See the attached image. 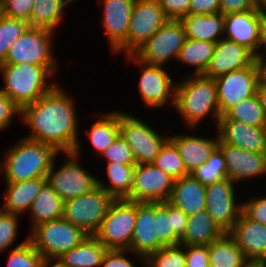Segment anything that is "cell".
Returning <instances> with one entry per match:
<instances>
[{"label": "cell", "instance_id": "6da1fadb", "mask_svg": "<svg viewBox=\"0 0 266 267\" xmlns=\"http://www.w3.org/2000/svg\"><path fill=\"white\" fill-rule=\"evenodd\" d=\"M58 84L32 104L20 109V119L29 126L25 138L52 146L58 153L81 154L75 101ZM78 124V125H77Z\"/></svg>", "mask_w": 266, "mask_h": 267}, {"label": "cell", "instance_id": "7a4b0ae2", "mask_svg": "<svg viewBox=\"0 0 266 267\" xmlns=\"http://www.w3.org/2000/svg\"><path fill=\"white\" fill-rule=\"evenodd\" d=\"M60 65H35L28 63L0 64L5 93L20 109L34 103L50 92L57 83L50 80ZM50 80V81H49Z\"/></svg>", "mask_w": 266, "mask_h": 267}, {"label": "cell", "instance_id": "3957f363", "mask_svg": "<svg viewBox=\"0 0 266 267\" xmlns=\"http://www.w3.org/2000/svg\"><path fill=\"white\" fill-rule=\"evenodd\" d=\"M174 107L189 128L188 131L197 128L210 115L216 119V128L221 114L214 79L203 75H187L183 80H178Z\"/></svg>", "mask_w": 266, "mask_h": 267}, {"label": "cell", "instance_id": "277c9868", "mask_svg": "<svg viewBox=\"0 0 266 267\" xmlns=\"http://www.w3.org/2000/svg\"><path fill=\"white\" fill-rule=\"evenodd\" d=\"M0 161V176L5 183L46 177L58 152L50 145L23 137L7 147Z\"/></svg>", "mask_w": 266, "mask_h": 267}, {"label": "cell", "instance_id": "5b68a950", "mask_svg": "<svg viewBox=\"0 0 266 267\" xmlns=\"http://www.w3.org/2000/svg\"><path fill=\"white\" fill-rule=\"evenodd\" d=\"M89 234L63 217L35 226L28 240L45 262H54L68 250L81 244Z\"/></svg>", "mask_w": 266, "mask_h": 267}, {"label": "cell", "instance_id": "8992f818", "mask_svg": "<svg viewBox=\"0 0 266 267\" xmlns=\"http://www.w3.org/2000/svg\"><path fill=\"white\" fill-rule=\"evenodd\" d=\"M50 167V171L46 175V183L58 194L63 202L89 193L95 190L98 185L99 178L89 173L86 168L82 167L79 162L80 156L74 152H66V158L59 168L55 169L56 158Z\"/></svg>", "mask_w": 266, "mask_h": 267}, {"label": "cell", "instance_id": "52a82bcc", "mask_svg": "<svg viewBox=\"0 0 266 267\" xmlns=\"http://www.w3.org/2000/svg\"><path fill=\"white\" fill-rule=\"evenodd\" d=\"M135 217V201L114 199L93 236L108 250H129Z\"/></svg>", "mask_w": 266, "mask_h": 267}, {"label": "cell", "instance_id": "ba28073f", "mask_svg": "<svg viewBox=\"0 0 266 267\" xmlns=\"http://www.w3.org/2000/svg\"><path fill=\"white\" fill-rule=\"evenodd\" d=\"M120 135L132 148L136 164H150L169 140L140 118L119 110Z\"/></svg>", "mask_w": 266, "mask_h": 267}, {"label": "cell", "instance_id": "9c48e42d", "mask_svg": "<svg viewBox=\"0 0 266 267\" xmlns=\"http://www.w3.org/2000/svg\"><path fill=\"white\" fill-rule=\"evenodd\" d=\"M186 39L182 22L169 19L132 55L144 64L164 66L168 61L177 60Z\"/></svg>", "mask_w": 266, "mask_h": 267}, {"label": "cell", "instance_id": "30bf717a", "mask_svg": "<svg viewBox=\"0 0 266 267\" xmlns=\"http://www.w3.org/2000/svg\"><path fill=\"white\" fill-rule=\"evenodd\" d=\"M114 198L103 188L97 187L89 193L64 202L63 218L93 235L100 226Z\"/></svg>", "mask_w": 266, "mask_h": 267}, {"label": "cell", "instance_id": "8fae6325", "mask_svg": "<svg viewBox=\"0 0 266 267\" xmlns=\"http://www.w3.org/2000/svg\"><path fill=\"white\" fill-rule=\"evenodd\" d=\"M168 20L157 0H136L126 41L114 54L124 52L125 55H132Z\"/></svg>", "mask_w": 266, "mask_h": 267}, {"label": "cell", "instance_id": "7c38bea8", "mask_svg": "<svg viewBox=\"0 0 266 267\" xmlns=\"http://www.w3.org/2000/svg\"><path fill=\"white\" fill-rule=\"evenodd\" d=\"M54 31L29 27L10 47L5 61L1 64L21 62L35 65H59L54 57Z\"/></svg>", "mask_w": 266, "mask_h": 267}, {"label": "cell", "instance_id": "4fadbf2b", "mask_svg": "<svg viewBox=\"0 0 266 267\" xmlns=\"http://www.w3.org/2000/svg\"><path fill=\"white\" fill-rule=\"evenodd\" d=\"M124 56H126L127 62L139 65L138 67H140L141 75L137 85L144 106L153 110L155 108L162 109L165 107L164 105L171 101V106L174 107L176 82H173L174 79L170 73L164 69L165 66L147 65L136 59L133 55Z\"/></svg>", "mask_w": 266, "mask_h": 267}, {"label": "cell", "instance_id": "5bb4252c", "mask_svg": "<svg viewBox=\"0 0 266 267\" xmlns=\"http://www.w3.org/2000/svg\"><path fill=\"white\" fill-rule=\"evenodd\" d=\"M264 67L256 60L250 67L229 72L214 79L220 114L240 101L256 95Z\"/></svg>", "mask_w": 266, "mask_h": 267}, {"label": "cell", "instance_id": "9a60e30c", "mask_svg": "<svg viewBox=\"0 0 266 267\" xmlns=\"http://www.w3.org/2000/svg\"><path fill=\"white\" fill-rule=\"evenodd\" d=\"M236 184L229 178L206 186V212L214 222L229 233L242 211L236 200Z\"/></svg>", "mask_w": 266, "mask_h": 267}, {"label": "cell", "instance_id": "2e32d148", "mask_svg": "<svg viewBox=\"0 0 266 267\" xmlns=\"http://www.w3.org/2000/svg\"><path fill=\"white\" fill-rule=\"evenodd\" d=\"M174 180L152 163L136 164L134 184L125 199L149 203L169 201Z\"/></svg>", "mask_w": 266, "mask_h": 267}, {"label": "cell", "instance_id": "e0dca14e", "mask_svg": "<svg viewBox=\"0 0 266 267\" xmlns=\"http://www.w3.org/2000/svg\"><path fill=\"white\" fill-rule=\"evenodd\" d=\"M165 246L156 233V203L136 202L135 226L130 253L137 255L139 260H143L151 254ZM142 259V260H141Z\"/></svg>", "mask_w": 266, "mask_h": 267}, {"label": "cell", "instance_id": "ac0fdd59", "mask_svg": "<svg viewBox=\"0 0 266 267\" xmlns=\"http://www.w3.org/2000/svg\"><path fill=\"white\" fill-rule=\"evenodd\" d=\"M229 234L251 264L266 267V225L250 219L241 211Z\"/></svg>", "mask_w": 266, "mask_h": 267}, {"label": "cell", "instance_id": "d6986e66", "mask_svg": "<svg viewBox=\"0 0 266 267\" xmlns=\"http://www.w3.org/2000/svg\"><path fill=\"white\" fill-rule=\"evenodd\" d=\"M263 13L256 8L224 15V38L245 46L255 56L261 42Z\"/></svg>", "mask_w": 266, "mask_h": 267}, {"label": "cell", "instance_id": "ffe728a7", "mask_svg": "<svg viewBox=\"0 0 266 267\" xmlns=\"http://www.w3.org/2000/svg\"><path fill=\"white\" fill-rule=\"evenodd\" d=\"M256 61L255 55L243 45L221 38L203 76L215 79L221 75L250 67Z\"/></svg>", "mask_w": 266, "mask_h": 267}, {"label": "cell", "instance_id": "44dd1931", "mask_svg": "<svg viewBox=\"0 0 266 267\" xmlns=\"http://www.w3.org/2000/svg\"><path fill=\"white\" fill-rule=\"evenodd\" d=\"M216 130L219 139L252 153H265L266 127H254L221 115Z\"/></svg>", "mask_w": 266, "mask_h": 267}, {"label": "cell", "instance_id": "7402d4cb", "mask_svg": "<svg viewBox=\"0 0 266 267\" xmlns=\"http://www.w3.org/2000/svg\"><path fill=\"white\" fill-rule=\"evenodd\" d=\"M218 147L222 150L226 161L228 178L236 185L246 179L266 176V154L252 153L222 142ZM255 177V178H254Z\"/></svg>", "mask_w": 266, "mask_h": 267}, {"label": "cell", "instance_id": "603a6c76", "mask_svg": "<svg viewBox=\"0 0 266 267\" xmlns=\"http://www.w3.org/2000/svg\"><path fill=\"white\" fill-rule=\"evenodd\" d=\"M102 24L110 49L115 52L125 41L136 0H102Z\"/></svg>", "mask_w": 266, "mask_h": 267}, {"label": "cell", "instance_id": "cb8c5ba5", "mask_svg": "<svg viewBox=\"0 0 266 267\" xmlns=\"http://www.w3.org/2000/svg\"><path fill=\"white\" fill-rule=\"evenodd\" d=\"M216 133L215 139L186 133L170 136L169 140L177 147L188 174L204 164L218 146L219 135Z\"/></svg>", "mask_w": 266, "mask_h": 267}, {"label": "cell", "instance_id": "d4e9b609", "mask_svg": "<svg viewBox=\"0 0 266 267\" xmlns=\"http://www.w3.org/2000/svg\"><path fill=\"white\" fill-rule=\"evenodd\" d=\"M188 216L169 201L156 203V233L165 245H177L184 236Z\"/></svg>", "mask_w": 266, "mask_h": 267}, {"label": "cell", "instance_id": "484cf974", "mask_svg": "<svg viewBox=\"0 0 266 267\" xmlns=\"http://www.w3.org/2000/svg\"><path fill=\"white\" fill-rule=\"evenodd\" d=\"M206 186L191 174L174 180L169 202L187 216L206 210Z\"/></svg>", "mask_w": 266, "mask_h": 267}, {"label": "cell", "instance_id": "4316f807", "mask_svg": "<svg viewBox=\"0 0 266 267\" xmlns=\"http://www.w3.org/2000/svg\"><path fill=\"white\" fill-rule=\"evenodd\" d=\"M45 184L46 177L5 183L4 203L0 209L4 212L20 215L28 212L35 197Z\"/></svg>", "mask_w": 266, "mask_h": 267}, {"label": "cell", "instance_id": "83f0119b", "mask_svg": "<svg viewBox=\"0 0 266 267\" xmlns=\"http://www.w3.org/2000/svg\"><path fill=\"white\" fill-rule=\"evenodd\" d=\"M180 21L185 29L186 38L212 43L224 38V15L221 12L207 15L189 14Z\"/></svg>", "mask_w": 266, "mask_h": 267}, {"label": "cell", "instance_id": "f1b7e54d", "mask_svg": "<svg viewBox=\"0 0 266 267\" xmlns=\"http://www.w3.org/2000/svg\"><path fill=\"white\" fill-rule=\"evenodd\" d=\"M107 248L93 235L68 250L54 262L60 267H100Z\"/></svg>", "mask_w": 266, "mask_h": 267}, {"label": "cell", "instance_id": "f546056e", "mask_svg": "<svg viewBox=\"0 0 266 267\" xmlns=\"http://www.w3.org/2000/svg\"><path fill=\"white\" fill-rule=\"evenodd\" d=\"M225 232L214 222L212 217L202 210L196 214L188 216V222L184 236L179 244L209 245L214 240L220 238Z\"/></svg>", "mask_w": 266, "mask_h": 267}, {"label": "cell", "instance_id": "4dcf8cb0", "mask_svg": "<svg viewBox=\"0 0 266 267\" xmlns=\"http://www.w3.org/2000/svg\"><path fill=\"white\" fill-rule=\"evenodd\" d=\"M99 114L97 120L90 125V129L85 131V135L94 151L101 155L120 135V125L118 110Z\"/></svg>", "mask_w": 266, "mask_h": 267}, {"label": "cell", "instance_id": "1f68e13d", "mask_svg": "<svg viewBox=\"0 0 266 267\" xmlns=\"http://www.w3.org/2000/svg\"><path fill=\"white\" fill-rule=\"evenodd\" d=\"M210 267H248L251 263L229 233L208 245Z\"/></svg>", "mask_w": 266, "mask_h": 267}, {"label": "cell", "instance_id": "d6a6232c", "mask_svg": "<svg viewBox=\"0 0 266 267\" xmlns=\"http://www.w3.org/2000/svg\"><path fill=\"white\" fill-rule=\"evenodd\" d=\"M63 207L64 202L46 183L35 197L28 212L31 216V229L39 224L62 218Z\"/></svg>", "mask_w": 266, "mask_h": 267}, {"label": "cell", "instance_id": "836d02e7", "mask_svg": "<svg viewBox=\"0 0 266 267\" xmlns=\"http://www.w3.org/2000/svg\"><path fill=\"white\" fill-rule=\"evenodd\" d=\"M76 0H34L31 12V27L56 32L64 20L65 8Z\"/></svg>", "mask_w": 266, "mask_h": 267}, {"label": "cell", "instance_id": "e575fe53", "mask_svg": "<svg viewBox=\"0 0 266 267\" xmlns=\"http://www.w3.org/2000/svg\"><path fill=\"white\" fill-rule=\"evenodd\" d=\"M108 184L98 180L99 187L103 188L114 199L126 198L134 184L135 165H123L116 162L106 164Z\"/></svg>", "mask_w": 266, "mask_h": 267}, {"label": "cell", "instance_id": "d590c367", "mask_svg": "<svg viewBox=\"0 0 266 267\" xmlns=\"http://www.w3.org/2000/svg\"><path fill=\"white\" fill-rule=\"evenodd\" d=\"M216 43L187 38L181 47L177 61L194 67L191 75H203L214 53Z\"/></svg>", "mask_w": 266, "mask_h": 267}, {"label": "cell", "instance_id": "8d00e7d4", "mask_svg": "<svg viewBox=\"0 0 266 267\" xmlns=\"http://www.w3.org/2000/svg\"><path fill=\"white\" fill-rule=\"evenodd\" d=\"M226 118L243 122L254 127H266V113L257 95L251 96L229 108Z\"/></svg>", "mask_w": 266, "mask_h": 267}, {"label": "cell", "instance_id": "74e56055", "mask_svg": "<svg viewBox=\"0 0 266 267\" xmlns=\"http://www.w3.org/2000/svg\"><path fill=\"white\" fill-rule=\"evenodd\" d=\"M191 175L204 186H208L228 178L226 161L222 150L217 146L207 161L197 167Z\"/></svg>", "mask_w": 266, "mask_h": 267}, {"label": "cell", "instance_id": "f35d334b", "mask_svg": "<svg viewBox=\"0 0 266 267\" xmlns=\"http://www.w3.org/2000/svg\"><path fill=\"white\" fill-rule=\"evenodd\" d=\"M152 164L174 179L189 175L177 147L168 140Z\"/></svg>", "mask_w": 266, "mask_h": 267}, {"label": "cell", "instance_id": "ab89813d", "mask_svg": "<svg viewBox=\"0 0 266 267\" xmlns=\"http://www.w3.org/2000/svg\"><path fill=\"white\" fill-rule=\"evenodd\" d=\"M186 246L168 245L163 246L149 254L145 259V267H185Z\"/></svg>", "mask_w": 266, "mask_h": 267}, {"label": "cell", "instance_id": "60d3db41", "mask_svg": "<svg viewBox=\"0 0 266 267\" xmlns=\"http://www.w3.org/2000/svg\"><path fill=\"white\" fill-rule=\"evenodd\" d=\"M30 27L29 23L2 15L0 18V64L5 61L12 44Z\"/></svg>", "mask_w": 266, "mask_h": 267}, {"label": "cell", "instance_id": "b9f144b4", "mask_svg": "<svg viewBox=\"0 0 266 267\" xmlns=\"http://www.w3.org/2000/svg\"><path fill=\"white\" fill-rule=\"evenodd\" d=\"M9 253L6 267H43L45 264L42 255L33 247L28 237Z\"/></svg>", "mask_w": 266, "mask_h": 267}, {"label": "cell", "instance_id": "7bdbcfd3", "mask_svg": "<svg viewBox=\"0 0 266 267\" xmlns=\"http://www.w3.org/2000/svg\"><path fill=\"white\" fill-rule=\"evenodd\" d=\"M20 214L4 212L0 209V254L12 247L18 237Z\"/></svg>", "mask_w": 266, "mask_h": 267}, {"label": "cell", "instance_id": "ee69618b", "mask_svg": "<svg viewBox=\"0 0 266 267\" xmlns=\"http://www.w3.org/2000/svg\"><path fill=\"white\" fill-rule=\"evenodd\" d=\"M100 156L105 158L107 163L116 162L123 165H136L132 148L121 135Z\"/></svg>", "mask_w": 266, "mask_h": 267}, {"label": "cell", "instance_id": "f6af8a7d", "mask_svg": "<svg viewBox=\"0 0 266 267\" xmlns=\"http://www.w3.org/2000/svg\"><path fill=\"white\" fill-rule=\"evenodd\" d=\"M33 2L34 0H2V13L10 18L24 20L31 27Z\"/></svg>", "mask_w": 266, "mask_h": 267}, {"label": "cell", "instance_id": "bcb514c9", "mask_svg": "<svg viewBox=\"0 0 266 267\" xmlns=\"http://www.w3.org/2000/svg\"><path fill=\"white\" fill-rule=\"evenodd\" d=\"M16 116H20V108L0 90V132L10 127Z\"/></svg>", "mask_w": 266, "mask_h": 267}, {"label": "cell", "instance_id": "7dc6e473", "mask_svg": "<svg viewBox=\"0 0 266 267\" xmlns=\"http://www.w3.org/2000/svg\"><path fill=\"white\" fill-rule=\"evenodd\" d=\"M242 211L252 220L266 225V197L254 196L242 203Z\"/></svg>", "mask_w": 266, "mask_h": 267}, {"label": "cell", "instance_id": "c3c4849f", "mask_svg": "<svg viewBox=\"0 0 266 267\" xmlns=\"http://www.w3.org/2000/svg\"><path fill=\"white\" fill-rule=\"evenodd\" d=\"M185 267H210L208 246H186Z\"/></svg>", "mask_w": 266, "mask_h": 267}, {"label": "cell", "instance_id": "681fc988", "mask_svg": "<svg viewBox=\"0 0 266 267\" xmlns=\"http://www.w3.org/2000/svg\"><path fill=\"white\" fill-rule=\"evenodd\" d=\"M169 19L180 20L189 15L191 0H157Z\"/></svg>", "mask_w": 266, "mask_h": 267}, {"label": "cell", "instance_id": "f907efd6", "mask_svg": "<svg viewBox=\"0 0 266 267\" xmlns=\"http://www.w3.org/2000/svg\"><path fill=\"white\" fill-rule=\"evenodd\" d=\"M127 252V253H126ZM129 250H107L100 267H135L133 259L127 258ZM127 254V255H126Z\"/></svg>", "mask_w": 266, "mask_h": 267}, {"label": "cell", "instance_id": "816d5d0a", "mask_svg": "<svg viewBox=\"0 0 266 267\" xmlns=\"http://www.w3.org/2000/svg\"><path fill=\"white\" fill-rule=\"evenodd\" d=\"M220 12V0H191L189 14L207 15Z\"/></svg>", "mask_w": 266, "mask_h": 267}, {"label": "cell", "instance_id": "f5cc1de1", "mask_svg": "<svg viewBox=\"0 0 266 267\" xmlns=\"http://www.w3.org/2000/svg\"><path fill=\"white\" fill-rule=\"evenodd\" d=\"M254 8L252 0H220V12L223 15L246 12Z\"/></svg>", "mask_w": 266, "mask_h": 267}, {"label": "cell", "instance_id": "db71d44e", "mask_svg": "<svg viewBox=\"0 0 266 267\" xmlns=\"http://www.w3.org/2000/svg\"><path fill=\"white\" fill-rule=\"evenodd\" d=\"M261 47L264 52H261ZM265 53V54H263ZM256 60L263 66H266V20L263 19L262 25H261V42L259 46V51L257 52V55L255 56Z\"/></svg>", "mask_w": 266, "mask_h": 267}, {"label": "cell", "instance_id": "11a10c76", "mask_svg": "<svg viewBox=\"0 0 266 267\" xmlns=\"http://www.w3.org/2000/svg\"><path fill=\"white\" fill-rule=\"evenodd\" d=\"M256 95L266 113V75L263 74L256 87Z\"/></svg>", "mask_w": 266, "mask_h": 267}, {"label": "cell", "instance_id": "9f6ffc18", "mask_svg": "<svg viewBox=\"0 0 266 267\" xmlns=\"http://www.w3.org/2000/svg\"><path fill=\"white\" fill-rule=\"evenodd\" d=\"M254 7L259 11H264L266 9V0H254Z\"/></svg>", "mask_w": 266, "mask_h": 267}, {"label": "cell", "instance_id": "6f0895ef", "mask_svg": "<svg viewBox=\"0 0 266 267\" xmlns=\"http://www.w3.org/2000/svg\"><path fill=\"white\" fill-rule=\"evenodd\" d=\"M43 267H60V266L55 262H45Z\"/></svg>", "mask_w": 266, "mask_h": 267}, {"label": "cell", "instance_id": "680465c9", "mask_svg": "<svg viewBox=\"0 0 266 267\" xmlns=\"http://www.w3.org/2000/svg\"><path fill=\"white\" fill-rule=\"evenodd\" d=\"M248 267H265V266L259 264H250Z\"/></svg>", "mask_w": 266, "mask_h": 267}, {"label": "cell", "instance_id": "91938a15", "mask_svg": "<svg viewBox=\"0 0 266 267\" xmlns=\"http://www.w3.org/2000/svg\"><path fill=\"white\" fill-rule=\"evenodd\" d=\"M3 13H2V0H0V18L2 17Z\"/></svg>", "mask_w": 266, "mask_h": 267}, {"label": "cell", "instance_id": "94428289", "mask_svg": "<svg viewBox=\"0 0 266 267\" xmlns=\"http://www.w3.org/2000/svg\"><path fill=\"white\" fill-rule=\"evenodd\" d=\"M262 13H263V18L266 20V9L262 11Z\"/></svg>", "mask_w": 266, "mask_h": 267}, {"label": "cell", "instance_id": "6125c7cd", "mask_svg": "<svg viewBox=\"0 0 266 267\" xmlns=\"http://www.w3.org/2000/svg\"><path fill=\"white\" fill-rule=\"evenodd\" d=\"M264 74L266 75V66L264 67Z\"/></svg>", "mask_w": 266, "mask_h": 267}]
</instances>
